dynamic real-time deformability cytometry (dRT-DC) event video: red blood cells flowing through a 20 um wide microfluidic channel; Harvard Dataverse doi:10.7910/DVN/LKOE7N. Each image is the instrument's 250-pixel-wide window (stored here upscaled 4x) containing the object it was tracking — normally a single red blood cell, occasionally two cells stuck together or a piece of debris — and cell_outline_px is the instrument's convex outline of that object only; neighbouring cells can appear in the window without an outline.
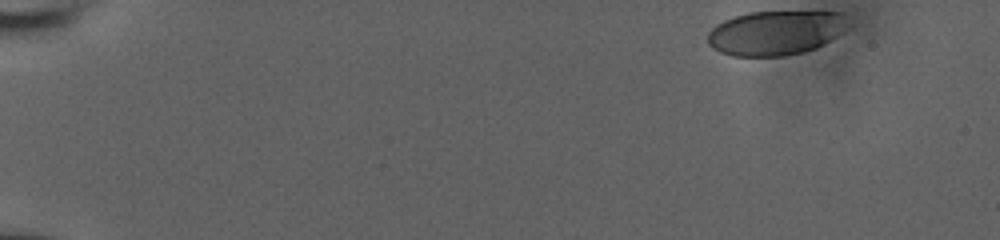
{"species": "human", "species_latin": "Homo sapiens", "temperature_condition": "room temperature", "stored_images_in_passage": 45, "camera_frame_rate_fps": 3000, "um_per_image_px": 0.085, "donor": {"sex": "male"}, "frame": {"image": 1, "passage_image": 1, "time_ms": 0.0, "image_size_px": [1000, 240], "cell_outline_px": [[840, 32], [836, 36], [824, 44], [816, 48], [804, 52], [784, 56], [732, 56], [720, 52], [712, 48], [708, 44], [708, 32], [716, 24], [724, 20], [748, 12], [840, 12]], "centroid_in_image_um": [65.78, 2.82], "position_along_channel_um": 19.2, "area_um2": 35.55}}
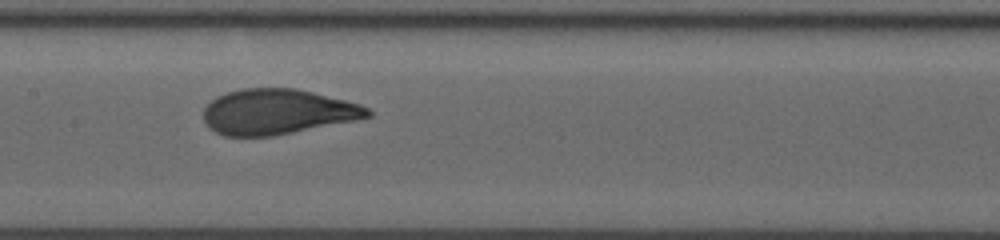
{"frame": {"image": 2, "passage_image": 26, "time_ms": 8.333, "image_size_px": [1000, 240], "cell_outline_px": [[372, 116], [356, 120], [276, 136], [224, 136], [208, 128], [204, 120], [204, 108], [216, 96], [240, 88], [296, 88], [360, 104], [368, 108], [372, 112]], "centroid_in_image_um": [23.57, 9.51], "position_along_channel_um": 183.8, "area_um2": 43.47}}
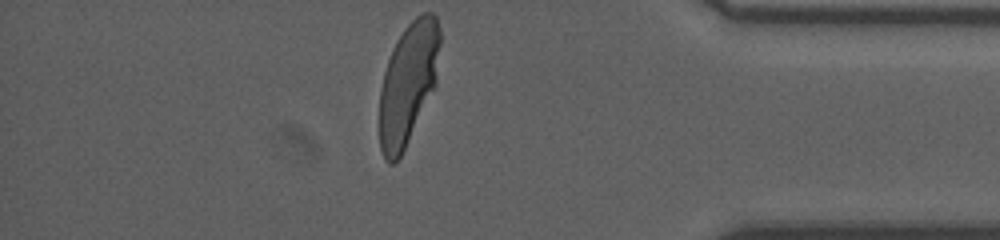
{"frame": {"image": 3, "passage_image": 45, "time_ms": 14.667, "image_size_px": [1000, 240], "cell_outline_px": [[440, 44], [436, 88], [400, 156], [392, 164], [388, 164], [384, 160], [380, 148], [380, 88], [384, 72], [392, 48], [396, 40], [404, 28], [416, 16], [424, 12], [432, 12], [436, 16], [440, 28]], "centroid_in_image_um": [34.71, 7.07], "position_along_channel_um": 400.5, "area_um2": 43.29}, "authors_computed_cell_mechanics": {"area_um2": 43.1766, "velocity_mm_per_s": 3.8123, "shape_relaxation_time_tau1_ms": 3.6534, "shape_relaxation_time_tau2_ms": null, "deformation_change_tau1": 0.1837, "deformation_change_tau2": null}}